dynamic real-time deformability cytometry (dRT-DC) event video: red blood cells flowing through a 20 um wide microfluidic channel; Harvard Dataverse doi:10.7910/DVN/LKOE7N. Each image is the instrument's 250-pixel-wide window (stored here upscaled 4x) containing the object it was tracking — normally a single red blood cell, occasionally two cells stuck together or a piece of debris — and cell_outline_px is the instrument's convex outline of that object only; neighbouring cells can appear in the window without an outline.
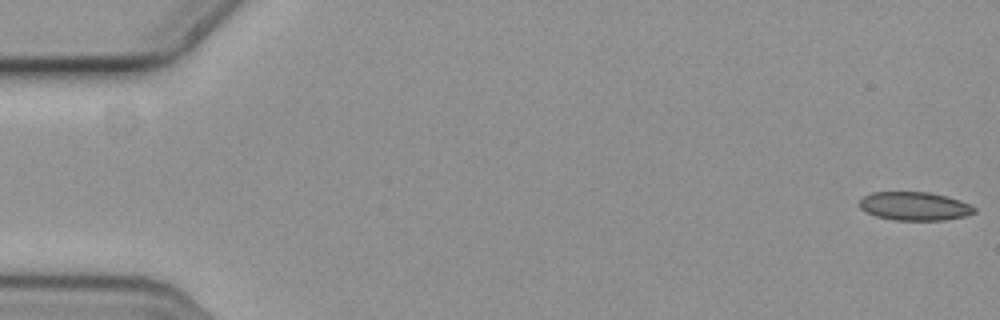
{"species": "common noctule bat (a hibernating species)", "species_latin": "Nyctalus noctula", "temperature_condition": "cold", "stored_images_in_passage": 57, "camera_frame_rate_fps": 3000, "um_per_image_px": 0.085, "animal": {"sex": "female", "body_mass_g": 19.3, "forearm_length_mm": 54.1}, "frame": {"image": 1, "passage_image": 1, "time_ms": 0.0, "image_size_px": [1000, 320], "cell_outline_px": [[976, 212], [964, 216], [944, 220], [892, 220], [876, 216], [860, 208], [860, 200], [864, 196], [872, 192], [928, 192], [948, 196], [960, 200], [976, 208]], "centroid_in_image_um": [77.75, 17.52], "position_along_channel_um": 7.3, "area_um2": 19.02}}
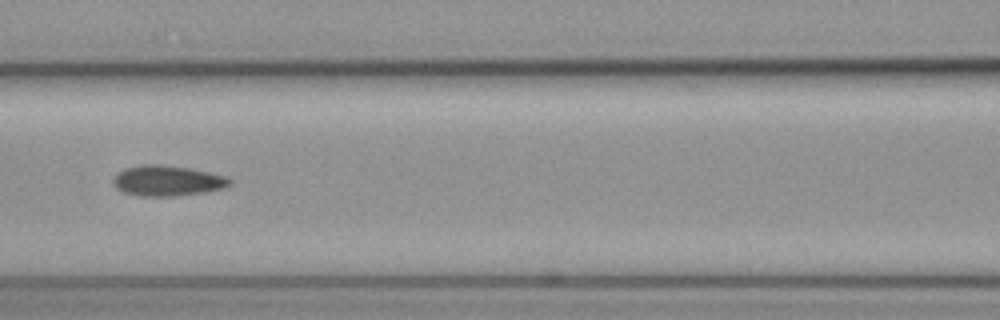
{"frame": {"image": 2, "passage_image": 26, "time_ms": 8.333, "image_size_px": [1000, 320], "cell_outline_px": [[232, 184], [224, 188], [204, 192], [176, 196], [140, 196], [124, 192], [116, 188], [112, 184], [112, 180], [124, 168], [144, 164], [160, 164], [188, 168], [228, 176], [232, 180]], "centroid_in_image_um": [14.24, 15.36], "position_along_channel_um": 152.4, "area_um2": 20.75}}
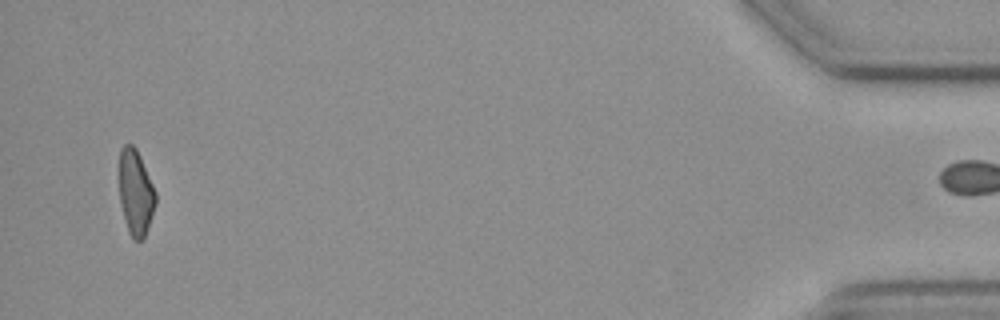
{"frame": {"image": 3, "passage_image": 56, "time_ms": 18.333, "image_size_px": [1000, 320], "cell_outline_px": [[156, 204], [152, 216], [144, 236], [140, 240], [136, 240], [128, 232], [124, 220], [120, 204], [120, 148], [124, 144], [132, 144], [136, 148], [140, 156], [156, 192]], "centroid_in_image_um": [11.53, 16.35], "position_along_channel_um": 423.7, "area_um2": 17.98}, "authors_computed_cell_mechanics": {"area_um2": 19.4786, "velocity_mm_per_s": 3.6086, "shape_relaxation_time_tau1_ms": null, "shape_relaxation_time_tau2_ms": 8.9197, "deformation_change_tau1": null, "deformation_change_tau2": 0.1438}}